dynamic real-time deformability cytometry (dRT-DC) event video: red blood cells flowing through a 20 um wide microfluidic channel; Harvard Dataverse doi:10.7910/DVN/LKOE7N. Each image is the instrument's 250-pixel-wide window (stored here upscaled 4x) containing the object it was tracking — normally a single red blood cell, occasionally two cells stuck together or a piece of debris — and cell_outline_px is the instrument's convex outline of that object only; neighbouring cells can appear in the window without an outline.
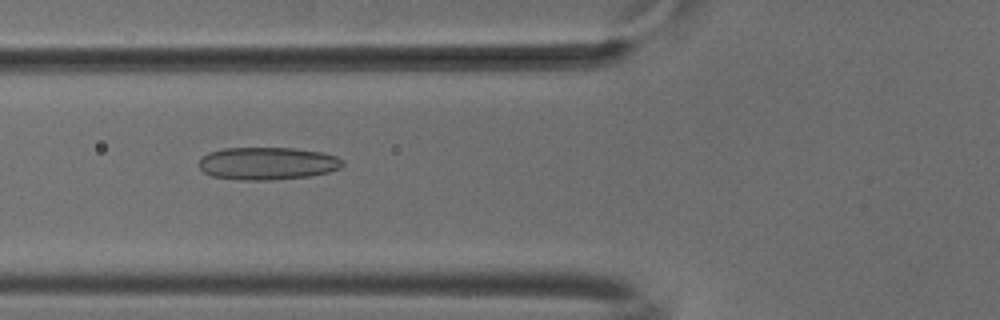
{"species": "common noctule bat (a hibernating species)", "species_latin": "Nyctalus noctula", "temperature_condition": "cold", "stored_images_in_passage": 51, "camera_frame_rate_fps": 3000, "um_per_image_px": 0.085, "animal": {"sex": "male", "body_mass_g": 18.8}, "frame": {"image": 1, "passage_image": 19, "time_ms": 6.0, "image_size_px": [1000, 320], "cell_outline_px": [[344, 164], [340, 168], [328, 172], [312, 176], [268, 180], [240, 180], [212, 176], [204, 172], [200, 168], [200, 156], [208, 152], [224, 148], [292, 148], [324, 152], [336, 156], [344, 160]], "centroid_in_image_um": [22.75, 13.89], "position_along_channel_um": 103.1, "area_um2": 27.51}}
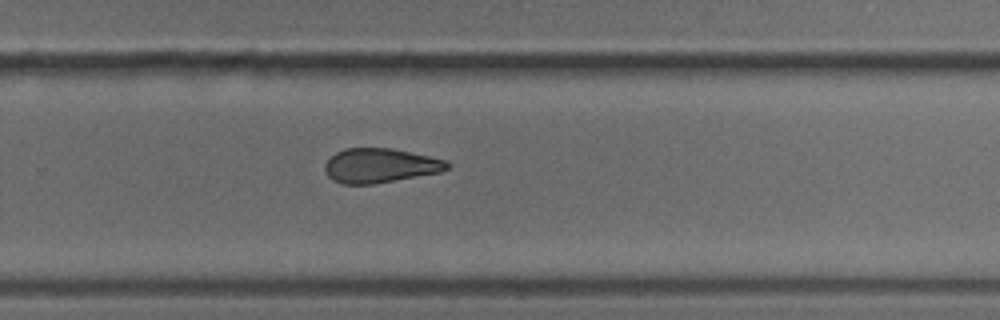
{"frame": {"image": 2, "passage_image": 34, "time_ms": 11.0, "image_size_px": [1000, 320], "cell_outline_px": [[452, 164], [448, 168], [440, 172], [372, 184], [344, 184], [332, 180], [328, 176], [324, 168], [324, 164], [336, 152], [344, 148], [392, 148], [448, 160]], "centroid_in_image_um": [32.31, 14.06], "position_along_channel_um": 297.5, "area_um2": 24.51}}
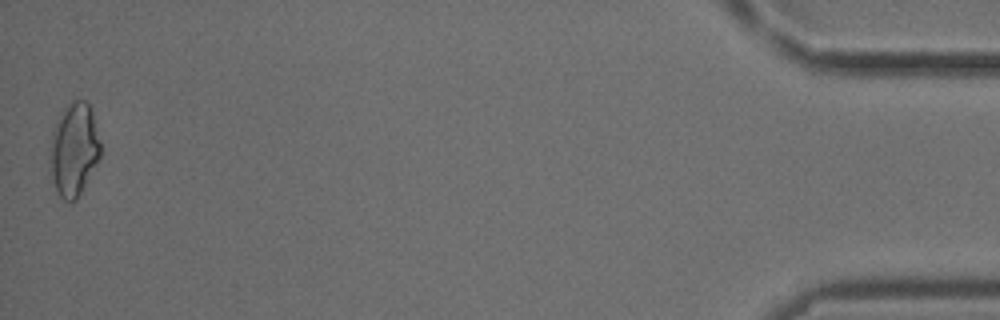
{"frame": {"image": 3, "passage_image": 51, "time_ms": 16.667, "image_size_px": [1000, 320], "cell_outline_px": [[100, 160], [76, 200], [64, 200], [60, 196], [52, 180], [48, 156], [52, 128], [60, 112], [72, 100], [84, 100], [88, 104], [92, 112], [100, 140]], "centroid_in_image_um": [6.26, 12.69], "position_along_channel_um": 428.9, "area_um2": 27.74}, "authors_computed_cell_mechanics": {"area_um2": 26.1256, "velocity_mm_per_s": 3.8762, "shape_relaxation_time_tau1_ms": null, "shape_relaxation_time_tau2_ms": 2.7037, "deformation_change_tau1": null, "deformation_change_tau2": 0.1104}}